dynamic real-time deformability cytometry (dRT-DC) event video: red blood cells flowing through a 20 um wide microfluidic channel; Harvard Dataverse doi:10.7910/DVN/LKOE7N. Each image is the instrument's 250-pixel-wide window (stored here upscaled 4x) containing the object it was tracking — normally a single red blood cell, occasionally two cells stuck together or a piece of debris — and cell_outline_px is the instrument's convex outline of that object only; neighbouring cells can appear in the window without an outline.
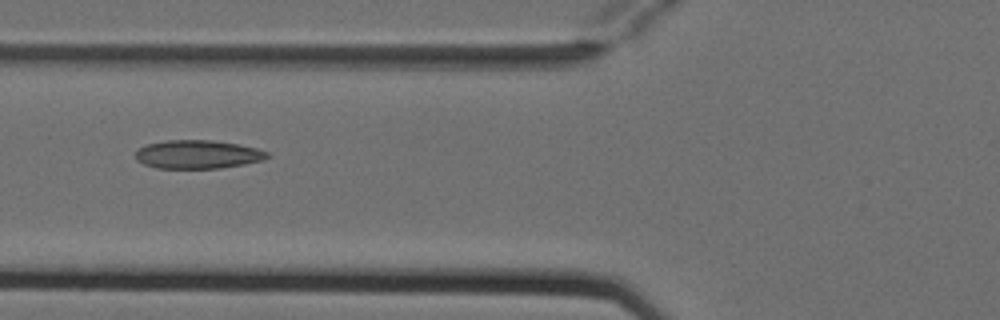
{"species": "Egyptian fruit bat (a non-hibernating species)", "species_latin": "Rousettus aegyptiacus", "temperature_condition": "cold", "stored_images_in_passage": 6, "camera_frame_rate_fps": 3000, "um_per_image_px": 0.085, "animal": {"sex": "female"}, "frame": {"image": 1, "passage_image": 3, "time_ms": 0.667, "image_size_px": [1000, 320], "cell_outline_px": [[272, 156], [264, 160], [244, 164], [220, 168], [156, 168], [144, 164], [136, 160], [136, 152], [140, 148], [148, 144], [168, 140], [212, 140], [240, 144], [256, 148], [268, 152]], "centroid_in_image_um": [16.85, 13.12], "position_along_channel_um": 108.9, "area_um2": 21.91}}
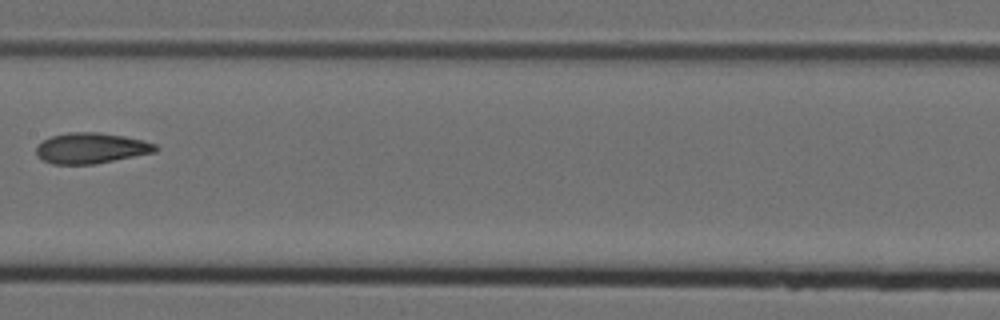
{"frame": {"image": 2, "passage_image": 5, "time_ms": 1.333, "image_size_px": [1000, 320], "cell_outline_px": [[160, 148], [156, 152], [92, 164], [52, 164], [36, 156], [36, 148], [44, 140], [52, 136], [68, 132], [100, 132], [124, 136], [144, 140], [156, 144]], "centroid_in_image_um": [7.77, 12.58], "position_along_channel_um": 199.6, "area_um2": 21.27}}
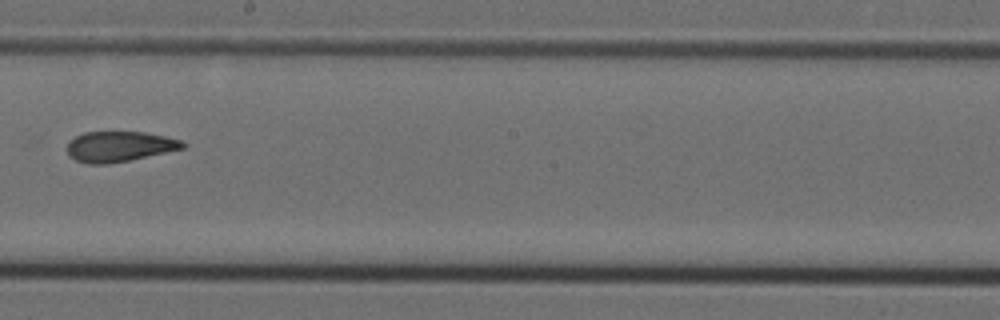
{"frame": {"image": 3, "passage_image": 6, "time_ms": 1.667, "image_size_px": [1000, 320], "cell_outline_px": [[188, 144], [184, 148], [128, 160], [108, 164], [88, 164], [76, 160], [68, 156], [68, 140], [84, 132], [144, 132], [184, 140]], "centroid_in_image_um": [10.14, 12.45], "position_along_channel_um": 238.1, "area_um2": 20.46}}